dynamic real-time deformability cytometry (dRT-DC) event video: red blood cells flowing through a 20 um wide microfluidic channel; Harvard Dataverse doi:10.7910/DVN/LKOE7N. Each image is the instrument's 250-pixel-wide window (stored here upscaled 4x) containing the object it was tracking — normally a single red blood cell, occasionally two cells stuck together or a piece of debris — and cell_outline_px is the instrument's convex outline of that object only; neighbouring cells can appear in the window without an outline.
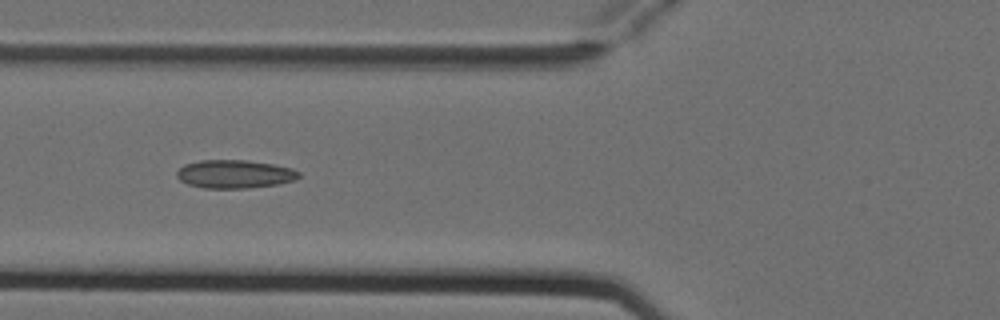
{"species": "Egyptian fruit bat (a non-hibernating species)", "species_latin": "Rousettus aegyptiacus", "temperature_condition": "cold", "stored_images_in_passage": 9, "camera_frame_rate_fps": 3000, "um_per_image_px": 0.085, "animal": {"sex": "female"}, "frame": {"image": 1, "passage_image": 7, "time_ms": 2.0, "image_size_px": [1000, 320], "cell_outline_px": [[300, 176], [296, 180], [276, 184], [248, 188], [204, 188], [188, 184], [180, 180], [176, 176], [176, 172], [184, 164], [200, 160], [248, 160], [272, 164], [292, 168], [300, 172]], "centroid_in_image_um": [19.94, 14.79], "position_along_channel_um": 105.9, "area_um2": 20.17}}
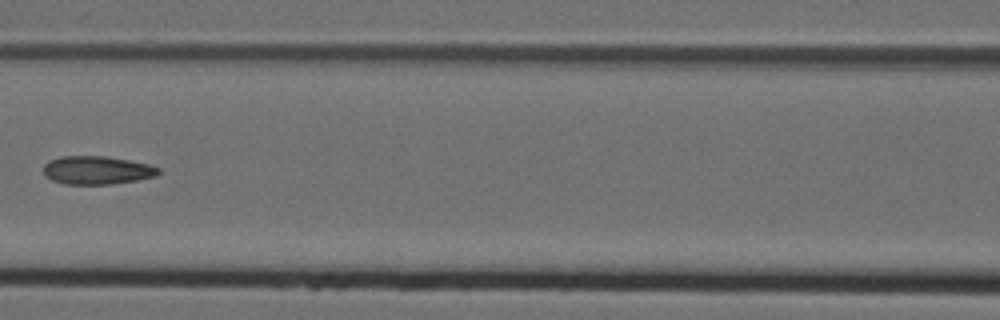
{"frame": {"image": 2, "passage_image": 8, "time_ms": 2.333, "image_size_px": [1000, 320], "cell_outline_px": [[160, 172], [156, 176], [136, 180], [112, 184], [64, 184], [52, 180], [44, 176], [44, 164], [48, 160], [60, 156], [108, 156], [148, 164], [160, 168]], "centroid_in_image_um": [8.21, 14.46], "position_along_channel_um": 158.4, "area_um2": 19.07}}
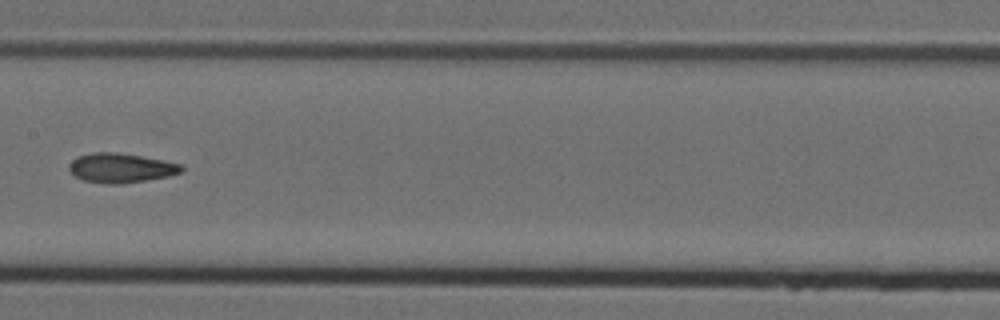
{"frame": {"image": 3, "passage_image": 9, "time_ms": 2.667, "image_size_px": [1000, 320], "cell_outline_px": [[184, 168], [180, 172], [168, 176], [120, 184], [104, 184], [84, 180], [76, 176], [68, 168], [68, 164], [76, 156], [92, 152], [116, 152], [164, 160], [184, 164]], "centroid_in_image_um": [10.26, 14.26], "position_along_channel_um": 197.1, "area_um2": 19.31}}